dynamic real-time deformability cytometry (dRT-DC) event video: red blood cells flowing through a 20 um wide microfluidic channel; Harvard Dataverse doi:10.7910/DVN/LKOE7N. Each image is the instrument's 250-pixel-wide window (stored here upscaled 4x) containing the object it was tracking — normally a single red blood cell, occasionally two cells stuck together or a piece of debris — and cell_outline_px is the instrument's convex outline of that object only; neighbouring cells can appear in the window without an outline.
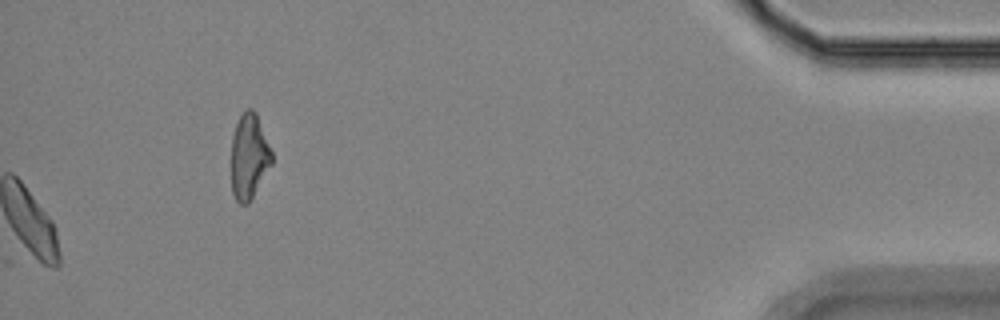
{"species": "Egyptian fruit bat (a non-hibernating species)", "species_latin": "Rousettus aegyptiacus", "temperature_condition": "room temperature", "stored_images_in_passage": 17, "camera_frame_rate_fps": 3000, "um_per_image_px": 0.085, "animal": {"sex": "female"}, "frame": {"image": 1, "passage_image": 17, "time_ms": 18.667, "image_size_px": [1000, 320], "cell_outline_px": [[272, 164], [248, 204], [240, 204], [236, 200], [232, 192], [232, 136], [236, 124], [244, 108], [252, 108], [256, 112], [272, 152]], "centroid_in_image_um": [21.17, 13.28], "position_along_channel_um": 414.0, "area_um2": 20.06}}